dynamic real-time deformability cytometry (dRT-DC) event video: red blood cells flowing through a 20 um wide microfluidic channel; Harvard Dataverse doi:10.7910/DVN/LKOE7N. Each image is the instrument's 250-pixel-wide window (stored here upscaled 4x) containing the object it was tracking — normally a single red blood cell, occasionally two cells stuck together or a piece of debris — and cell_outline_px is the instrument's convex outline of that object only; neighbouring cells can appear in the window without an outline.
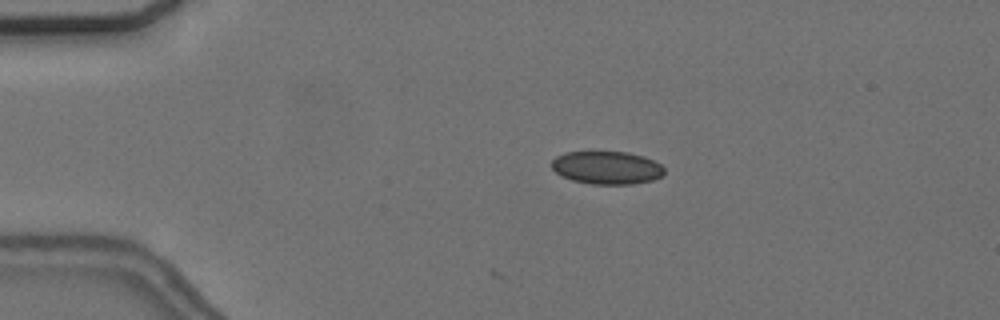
{"species": "common noctule bat (a hibernating species)", "species_latin": "Nyctalus noctula", "temperature_condition": "cold", "stored_images_in_passage": 3, "camera_frame_rate_fps": 3000, "um_per_image_px": 0.085, "animal": {"sex": "female", "body_mass_g": 24.6, "forearm_length_mm": 56.2}, "frame": {"image": 1, "passage_image": 3, "time_ms": 0.667, "image_size_px": [1000, 320], "cell_outline_px": [[664, 176], [652, 180], [632, 184], [592, 184], [572, 180], [560, 176], [552, 168], [552, 160], [556, 156], [564, 152], [592, 148], [628, 152], [644, 156], [660, 164], [664, 168]], "centroid_in_image_um": [51.54, 14.19], "position_along_channel_um": 33.5, "area_um2": 22.66}}